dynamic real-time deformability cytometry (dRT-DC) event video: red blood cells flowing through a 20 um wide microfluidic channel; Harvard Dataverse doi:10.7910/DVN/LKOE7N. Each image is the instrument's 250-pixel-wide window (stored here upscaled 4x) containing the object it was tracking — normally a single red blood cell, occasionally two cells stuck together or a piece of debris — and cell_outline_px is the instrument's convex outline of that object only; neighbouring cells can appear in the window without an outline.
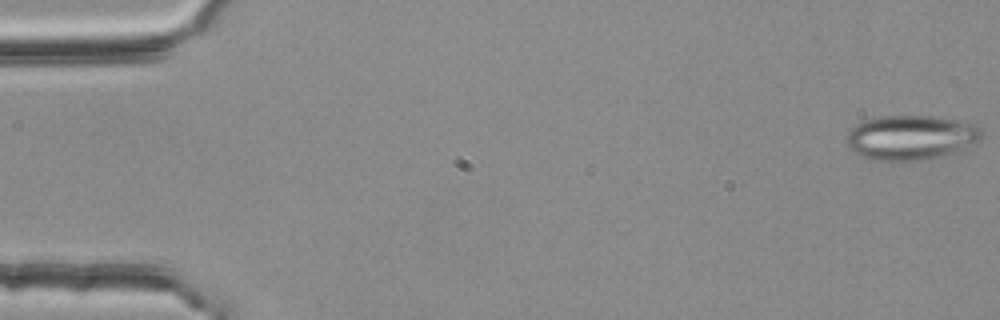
{"species": "common noctule bat (a hibernating species)", "species_latin": "Nyctalus noctula", "temperature_condition": "room temperature", "stored_images_in_passage": 55, "camera_frame_rate_fps": 3000, "um_per_image_px": 0.085, "animal": {"sex": "female", "body_mass_g": 25.1}, "frame": {"image": 1, "passage_image": 1, "time_ms": 0.0, "image_size_px": [1000, 320], "cell_outline_px": [[984, 132], [980, 140], [956, 152], [944, 156], [924, 160], [872, 160], [860, 156], [848, 148], [848, 132], [856, 124], [864, 120], [880, 116], [932, 116], [964, 120], [976, 124], [984, 128]], "centroid_in_image_um": [77.49, 11.68], "position_along_channel_um": 7.5, "area_um2": 35.6}}
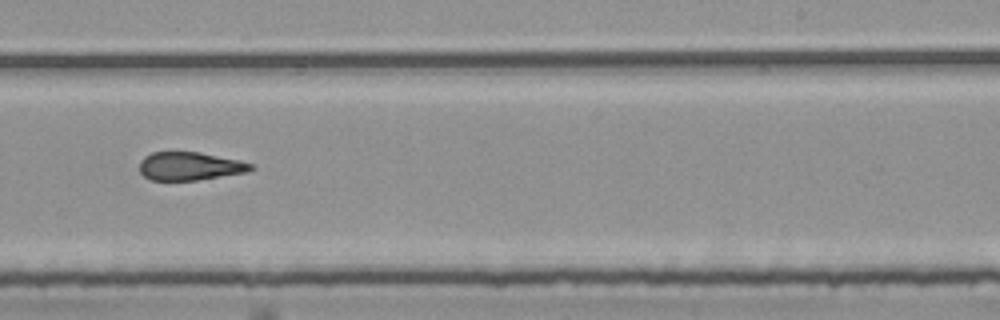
{"frame": {"image": 2, "passage_image": 34, "time_ms": 11.0, "image_size_px": [1000, 320], "cell_outline_px": [[256, 168], [244, 172], [196, 180], [152, 180], [144, 176], [140, 172], [140, 160], [144, 156], [152, 152], [200, 152], [240, 160], [252, 164]], "centroid_in_image_um": [16.11, 14.11], "position_along_channel_um": 272.9, "area_um2": 18.21}}
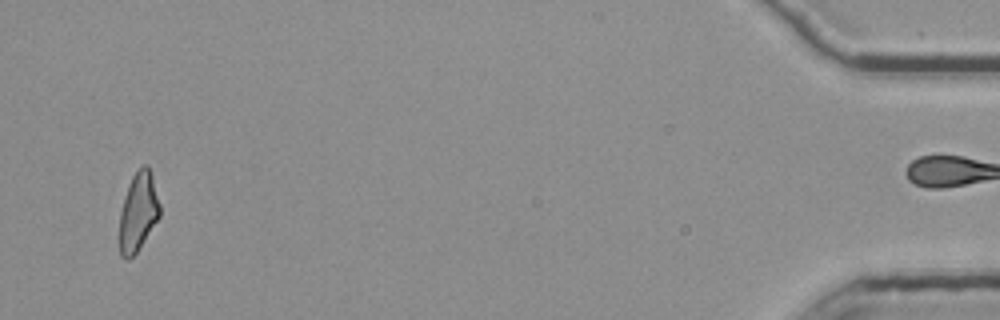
{"frame": {"image": 3, "passage_image": 53, "time_ms": 17.333, "image_size_px": [1000, 320], "cell_outline_px": [[160, 216], [136, 252], [128, 260], [124, 260], [120, 256], [120, 212], [124, 196], [132, 176], [144, 164], [148, 164], [152, 176], [160, 204]], "centroid_in_image_um": [11.74, 18.01], "position_along_channel_um": 423.5, "area_um2": 18.32}, "authors_computed_cell_mechanics": {"area_um2": 19.8254, "velocity_mm_per_s": 3.7808, "shape_relaxation_time_tau1_ms": 9.6721, "shape_relaxation_time_tau2_ms": 2.1303, "deformation_change_tau1": 0.2314, "deformation_change_tau2": 0.1283}}